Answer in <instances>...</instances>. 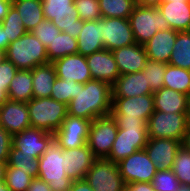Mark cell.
I'll return each mask as SVG.
<instances>
[{
    "label": "cell",
    "instance_id": "obj_1",
    "mask_svg": "<svg viewBox=\"0 0 190 191\" xmlns=\"http://www.w3.org/2000/svg\"><path fill=\"white\" fill-rule=\"evenodd\" d=\"M112 86L103 81L77 83L76 97L67 105L68 115L94 120L111 115Z\"/></svg>",
    "mask_w": 190,
    "mask_h": 191
},
{
    "label": "cell",
    "instance_id": "obj_2",
    "mask_svg": "<svg viewBox=\"0 0 190 191\" xmlns=\"http://www.w3.org/2000/svg\"><path fill=\"white\" fill-rule=\"evenodd\" d=\"M115 120L118 132L109 156L106 159L118 163L132 153L144 149L147 144L148 135L147 122L142 118Z\"/></svg>",
    "mask_w": 190,
    "mask_h": 191
},
{
    "label": "cell",
    "instance_id": "obj_3",
    "mask_svg": "<svg viewBox=\"0 0 190 191\" xmlns=\"http://www.w3.org/2000/svg\"><path fill=\"white\" fill-rule=\"evenodd\" d=\"M5 52L6 59L18 70H32L38 65L49 63L47 48L32 32H26L19 39L9 43Z\"/></svg>",
    "mask_w": 190,
    "mask_h": 191
},
{
    "label": "cell",
    "instance_id": "obj_4",
    "mask_svg": "<svg viewBox=\"0 0 190 191\" xmlns=\"http://www.w3.org/2000/svg\"><path fill=\"white\" fill-rule=\"evenodd\" d=\"M31 127L54 134L68 115L67 105L51 97L27 102Z\"/></svg>",
    "mask_w": 190,
    "mask_h": 191
},
{
    "label": "cell",
    "instance_id": "obj_5",
    "mask_svg": "<svg viewBox=\"0 0 190 191\" xmlns=\"http://www.w3.org/2000/svg\"><path fill=\"white\" fill-rule=\"evenodd\" d=\"M38 178L48 183L52 191H68L72 179H70L64 166L63 148L53 140L38 158Z\"/></svg>",
    "mask_w": 190,
    "mask_h": 191
},
{
    "label": "cell",
    "instance_id": "obj_6",
    "mask_svg": "<svg viewBox=\"0 0 190 191\" xmlns=\"http://www.w3.org/2000/svg\"><path fill=\"white\" fill-rule=\"evenodd\" d=\"M129 22L137 44L144 45L160 30L171 29L158 7L136 5Z\"/></svg>",
    "mask_w": 190,
    "mask_h": 191
},
{
    "label": "cell",
    "instance_id": "obj_7",
    "mask_svg": "<svg viewBox=\"0 0 190 191\" xmlns=\"http://www.w3.org/2000/svg\"><path fill=\"white\" fill-rule=\"evenodd\" d=\"M44 18L52 21L61 32L77 38L83 28V20L75 8L74 0H41Z\"/></svg>",
    "mask_w": 190,
    "mask_h": 191
},
{
    "label": "cell",
    "instance_id": "obj_8",
    "mask_svg": "<svg viewBox=\"0 0 190 191\" xmlns=\"http://www.w3.org/2000/svg\"><path fill=\"white\" fill-rule=\"evenodd\" d=\"M93 191H124L126 184L118 163L96 158L84 177Z\"/></svg>",
    "mask_w": 190,
    "mask_h": 191
},
{
    "label": "cell",
    "instance_id": "obj_9",
    "mask_svg": "<svg viewBox=\"0 0 190 191\" xmlns=\"http://www.w3.org/2000/svg\"><path fill=\"white\" fill-rule=\"evenodd\" d=\"M187 129L186 113L154 111L147 121L148 138H169L183 142Z\"/></svg>",
    "mask_w": 190,
    "mask_h": 191
},
{
    "label": "cell",
    "instance_id": "obj_10",
    "mask_svg": "<svg viewBox=\"0 0 190 191\" xmlns=\"http://www.w3.org/2000/svg\"><path fill=\"white\" fill-rule=\"evenodd\" d=\"M118 126L112 115L91 122L87 144L95 158L106 159L116 139Z\"/></svg>",
    "mask_w": 190,
    "mask_h": 191
},
{
    "label": "cell",
    "instance_id": "obj_11",
    "mask_svg": "<svg viewBox=\"0 0 190 191\" xmlns=\"http://www.w3.org/2000/svg\"><path fill=\"white\" fill-rule=\"evenodd\" d=\"M153 94L134 97H112L111 115L114 119H137L148 121L154 113Z\"/></svg>",
    "mask_w": 190,
    "mask_h": 191
},
{
    "label": "cell",
    "instance_id": "obj_12",
    "mask_svg": "<svg viewBox=\"0 0 190 191\" xmlns=\"http://www.w3.org/2000/svg\"><path fill=\"white\" fill-rule=\"evenodd\" d=\"M118 165L126 185L138 182L151 183L157 172L145 149L132 153L118 162Z\"/></svg>",
    "mask_w": 190,
    "mask_h": 191
},
{
    "label": "cell",
    "instance_id": "obj_13",
    "mask_svg": "<svg viewBox=\"0 0 190 191\" xmlns=\"http://www.w3.org/2000/svg\"><path fill=\"white\" fill-rule=\"evenodd\" d=\"M91 120L67 115L54 133V140L63 149H73L87 144Z\"/></svg>",
    "mask_w": 190,
    "mask_h": 191
},
{
    "label": "cell",
    "instance_id": "obj_14",
    "mask_svg": "<svg viewBox=\"0 0 190 191\" xmlns=\"http://www.w3.org/2000/svg\"><path fill=\"white\" fill-rule=\"evenodd\" d=\"M101 31L105 49L109 51L136 43L129 19L102 17Z\"/></svg>",
    "mask_w": 190,
    "mask_h": 191
},
{
    "label": "cell",
    "instance_id": "obj_15",
    "mask_svg": "<svg viewBox=\"0 0 190 191\" xmlns=\"http://www.w3.org/2000/svg\"><path fill=\"white\" fill-rule=\"evenodd\" d=\"M53 140L54 134L30 127L13 135L12 145L22 154L32 155L38 159Z\"/></svg>",
    "mask_w": 190,
    "mask_h": 191
},
{
    "label": "cell",
    "instance_id": "obj_16",
    "mask_svg": "<svg viewBox=\"0 0 190 191\" xmlns=\"http://www.w3.org/2000/svg\"><path fill=\"white\" fill-rule=\"evenodd\" d=\"M182 142L169 138H148L144 149L157 170H171Z\"/></svg>",
    "mask_w": 190,
    "mask_h": 191
},
{
    "label": "cell",
    "instance_id": "obj_17",
    "mask_svg": "<svg viewBox=\"0 0 190 191\" xmlns=\"http://www.w3.org/2000/svg\"><path fill=\"white\" fill-rule=\"evenodd\" d=\"M0 126L12 136L31 127L26 102L6 101L0 107Z\"/></svg>",
    "mask_w": 190,
    "mask_h": 191
},
{
    "label": "cell",
    "instance_id": "obj_18",
    "mask_svg": "<svg viewBox=\"0 0 190 191\" xmlns=\"http://www.w3.org/2000/svg\"><path fill=\"white\" fill-rule=\"evenodd\" d=\"M56 69V75L63 80H73L85 84L92 80L86 56L81 54L67 55L52 62Z\"/></svg>",
    "mask_w": 190,
    "mask_h": 191
},
{
    "label": "cell",
    "instance_id": "obj_19",
    "mask_svg": "<svg viewBox=\"0 0 190 191\" xmlns=\"http://www.w3.org/2000/svg\"><path fill=\"white\" fill-rule=\"evenodd\" d=\"M92 79L109 83L111 86L120 76L112 51L107 49L86 56Z\"/></svg>",
    "mask_w": 190,
    "mask_h": 191
},
{
    "label": "cell",
    "instance_id": "obj_20",
    "mask_svg": "<svg viewBox=\"0 0 190 191\" xmlns=\"http://www.w3.org/2000/svg\"><path fill=\"white\" fill-rule=\"evenodd\" d=\"M63 157V168L72 180L84 179L96 159L88 144L73 149H63Z\"/></svg>",
    "mask_w": 190,
    "mask_h": 191
},
{
    "label": "cell",
    "instance_id": "obj_21",
    "mask_svg": "<svg viewBox=\"0 0 190 191\" xmlns=\"http://www.w3.org/2000/svg\"><path fill=\"white\" fill-rule=\"evenodd\" d=\"M112 53L120 75L140 72L148 60L144 45L137 43L115 49Z\"/></svg>",
    "mask_w": 190,
    "mask_h": 191
},
{
    "label": "cell",
    "instance_id": "obj_22",
    "mask_svg": "<svg viewBox=\"0 0 190 191\" xmlns=\"http://www.w3.org/2000/svg\"><path fill=\"white\" fill-rule=\"evenodd\" d=\"M178 31L160 30L144 44L148 59L168 64Z\"/></svg>",
    "mask_w": 190,
    "mask_h": 191
},
{
    "label": "cell",
    "instance_id": "obj_23",
    "mask_svg": "<svg viewBox=\"0 0 190 191\" xmlns=\"http://www.w3.org/2000/svg\"><path fill=\"white\" fill-rule=\"evenodd\" d=\"M153 94L141 72L120 75L112 85V97H134Z\"/></svg>",
    "mask_w": 190,
    "mask_h": 191
},
{
    "label": "cell",
    "instance_id": "obj_24",
    "mask_svg": "<svg viewBox=\"0 0 190 191\" xmlns=\"http://www.w3.org/2000/svg\"><path fill=\"white\" fill-rule=\"evenodd\" d=\"M158 9L171 29L178 32L190 31V1H163Z\"/></svg>",
    "mask_w": 190,
    "mask_h": 191
},
{
    "label": "cell",
    "instance_id": "obj_25",
    "mask_svg": "<svg viewBox=\"0 0 190 191\" xmlns=\"http://www.w3.org/2000/svg\"><path fill=\"white\" fill-rule=\"evenodd\" d=\"M101 26L102 18L83 22V28L77 37L78 54L87 56L105 49Z\"/></svg>",
    "mask_w": 190,
    "mask_h": 191
},
{
    "label": "cell",
    "instance_id": "obj_26",
    "mask_svg": "<svg viewBox=\"0 0 190 191\" xmlns=\"http://www.w3.org/2000/svg\"><path fill=\"white\" fill-rule=\"evenodd\" d=\"M188 95L162 87L153 92L154 110L165 113H186Z\"/></svg>",
    "mask_w": 190,
    "mask_h": 191
},
{
    "label": "cell",
    "instance_id": "obj_27",
    "mask_svg": "<svg viewBox=\"0 0 190 191\" xmlns=\"http://www.w3.org/2000/svg\"><path fill=\"white\" fill-rule=\"evenodd\" d=\"M33 78V98H47L51 96L52 87L57 78L54 64L38 65L31 70Z\"/></svg>",
    "mask_w": 190,
    "mask_h": 191
},
{
    "label": "cell",
    "instance_id": "obj_28",
    "mask_svg": "<svg viewBox=\"0 0 190 191\" xmlns=\"http://www.w3.org/2000/svg\"><path fill=\"white\" fill-rule=\"evenodd\" d=\"M12 5L20 14L27 32H32L45 19L41 0H12Z\"/></svg>",
    "mask_w": 190,
    "mask_h": 191
},
{
    "label": "cell",
    "instance_id": "obj_29",
    "mask_svg": "<svg viewBox=\"0 0 190 191\" xmlns=\"http://www.w3.org/2000/svg\"><path fill=\"white\" fill-rule=\"evenodd\" d=\"M31 70H18L10 82L8 98L11 101L29 102L33 98Z\"/></svg>",
    "mask_w": 190,
    "mask_h": 191
},
{
    "label": "cell",
    "instance_id": "obj_30",
    "mask_svg": "<svg viewBox=\"0 0 190 191\" xmlns=\"http://www.w3.org/2000/svg\"><path fill=\"white\" fill-rule=\"evenodd\" d=\"M163 87L190 96V70L166 64Z\"/></svg>",
    "mask_w": 190,
    "mask_h": 191
},
{
    "label": "cell",
    "instance_id": "obj_31",
    "mask_svg": "<svg viewBox=\"0 0 190 191\" xmlns=\"http://www.w3.org/2000/svg\"><path fill=\"white\" fill-rule=\"evenodd\" d=\"M168 64L190 70V31L177 33Z\"/></svg>",
    "mask_w": 190,
    "mask_h": 191
},
{
    "label": "cell",
    "instance_id": "obj_32",
    "mask_svg": "<svg viewBox=\"0 0 190 191\" xmlns=\"http://www.w3.org/2000/svg\"><path fill=\"white\" fill-rule=\"evenodd\" d=\"M77 51V38L70 36L68 33L60 32L47 47V57L49 62L52 63L67 55L77 54Z\"/></svg>",
    "mask_w": 190,
    "mask_h": 191
},
{
    "label": "cell",
    "instance_id": "obj_33",
    "mask_svg": "<svg viewBox=\"0 0 190 191\" xmlns=\"http://www.w3.org/2000/svg\"><path fill=\"white\" fill-rule=\"evenodd\" d=\"M102 17L129 19L136 0H98Z\"/></svg>",
    "mask_w": 190,
    "mask_h": 191
},
{
    "label": "cell",
    "instance_id": "obj_34",
    "mask_svg": "<svg viewBox=\"0 0 190 191\" xmlns=\"http://www.w3.org/2000/svg\"><path fill=\"white\" fill-rule=\"evenodd\" d=\"M7 167L18 168V171H29V174L33 178L38 177V159L32 155L22 154V152L19 149H16L13 145L9 153Z\"/></svg>",
    "mask_w": 190,
    "mask_h": 191
},
{
    "label": "cell",
    "instance_id": "obj_35",
    "mask_svg": "<svg viewBox=\"0 0 190 191\" xmlns=\"http://www.w3.org/2000/svg\"><path fill=\"white\" fill-rule=\"evenodd\" d=\"M17 9L11 5L5 18L0 22L9 43L19 39L27 31Z\"/></svg>",
    "mask_w": 190,
    "mask_h": 191
},
{
    "label": "cell",
    "instance_id": "obj_36",
    "mask_svg": "<svg viewBox=\"0 0 190 191\" xmlns=\"http://www.w3.org/2000/svg\"><path fill=\"white\" fill-rule=\"evenodd\" d=\"M165 69V63L148 59L145 63V66L140 71L146 78L149 87L153 92L163 87Z\"/></svg>",
    "mask_w": 190,
    "mask_h": 191
},
{
    "label": "cell",
    "instance_id": "obj_37",
    "mask_svg": "<svg viewBox=\"0 0 190 191\" xmlns=\"http://www.w3.org/2000/svg\"><path fill=\"white\" fill-rule=\"evenodd\" d=\"M171 170L181 184L190 185V152L182 145L176 153Z\"/></svg>",
    "mask_w": 190,
    "mask_h": 191
},
{
    "label": "cell",
    "instance_id": "obj_38",
    "mask_svg": "<svg viewBox=\"0 0 190 191\" xmlns=\"http://www.w3.org/2000/svg\"><path fill=\"white\" fill-rule=\"evenodd\" d=\"M77 82L56 78L52 87L51 98L68 105L76 97Z\"/></svg>",
    "mask_w": 190,
    "mask_h": 191
},
{
    "label": "cell",
    "instance_id": "obj_39",
    "mask_svg": "<svg viewBox=\"0 0 190 191\" xmlns=\"http://www.w3.org/2000/svg\"><path fill=\"white\" fill-rule=\"evenodd\" d=\"M32 179L29 171H18L15 167L6 168L4 182L11 191H27Z\"/></svg>",
    "mask_w": 190,
    "mask_h": 191
},
{
    "label": "cell",
    "instance_id": "obj_40",
    "mask_svg": "<svg viewBox=\"0 0 190 191\" xmlns=\"http://www.w3.org/2000/svg\"><path fill=\"white\" fill-rule=\"evenodd\" d=\"M151 184L156 191H178L181 185L172 170H157Z\"/></svg>",
    "mask_w": 190,
    "mask_h": 191
},
{
    "label": "cell",
    "instance_id": "obj_41",
    "mask_svg": "<svg viewBox=\"0 0 190 191\" xmlns=\"http://www.w3.org/2000/svg\"><path fill=\"white\" fill-rule=\"evenodd\" d=\"M74 5L79 18L83 21H94L102 18L98 0H74Z\"/></svg>",
    "mask_w": 190,
    "mask_h": 191
},
{
    "label": "cell",
    "instance_id": "obj_42",
    "mask_svg": "<svg viewBox=\"0 0 190 191\" xmlns=\"http://www.w3.org/2000/svg\"><path fill=\"white\" fill-rule=\"evenodd\" d=\"M60 30L56 25L47 19H43L32 31V34L36 36L42 44L47 48L60 34Z\"/></svg>",
    "mask_w": 190,
    "mask_h": 191
},
{
    "label": "cell",
    "instance_id": "obj_43",
    "mask_svg": "<svg viewBox=\"0 0 190 191\" xmlns=\"http://www.w3.org/2000/svg\"><path fill=\"white\" fill-rule=\"evenodd\" d=\"M18 68L8 59L0 64V88L7 94L11 80L14 78Z\"/></svg>",
    "mask_w": 190,
    "mask_h": 191
},
{
    "label": "cell",
    "instance_id": "obj_44",
    "mask_svg": "<svg viewBox=\"0 0 190 191\" xmlns=\"http://www.w3.org/2000/svg\"><path fill=\"white\" fill-rule=\"evenodd\" d=\"M13 136L0 126V162L7 163L12 148Z\"/></svg>",
    "mask_w": 190,
    "mask_h": 191
},
{
    "label": "cell",
    "instance_id": "obj_45",
    "mask_svg": "<svg viewBox=\"0 0 190 191\" xmlns=\"http://www.w3.org/2000/svg\"><path fill=\"white\" fill-rule=\"evenodd\" d=\"M27 191H52L48 183L40 178H33Z\"/></svg>",
    "mask_w": 190,
    "mask_h": 191
},
{
    "label": "cell",
    "instance_id": "obj_46",
    "mask_svg": "<svg viewBox=\"0 0 190 191\" xmlns=\"http://www.w3.org/2000/svg\"><path fill=\"white\" fill-rule=\"evenodd\" d=\"M68 191H93L85 179L73 180Z\"/></svg>",
    "mask_w": 190,
    "mask_h": 191
},
{
    "label": "cell",
    "instance_id": "obj_47",
    "mask_svg": "<svg viewBox=\"0 0 190 191\" xmlns=\"http://www.w3.org/2000/svg\"><path fill=\"white\" fill-rule=\"evenodd\" d=\"M126 188L129 191H156L151 183L144 182L130 183L126 185Z\"/></svg>",
    "mask_w": 190,
    "mask_h": 191
},
{
    "label": "cell",
    "instance_id": "obj_48",
    "mask_svg": "<svg viewBox=\"0 0 190 191\" xmlns=\"http://www.w3.org/2000/svg\"><path fill=\"white\" fill-rule=\"evenodd\" d=\"M12 5V0H0V22L5 18L9 8Z\"/></svg>",
    "mask_w": 190,
    "mask_h": 191
},
{
    "label": "cell",
    "instance_id": "obj_49",
    "mask_svg": "<svg viewBox=\"0 0 190 191\" xmlns=\"http://www.w3.org/2000/svg\"><path fill=\"white\" fill-rule=\"evenodd\" d=\"M163 0H136V5L158 7Z\"/></svg>",
    "mask_w": 190,
    "mask_h": 191
},
{
    "label": "cell",
    "instance_id": "obj_50",
    "mask_svg": "<svg viewBox=\"0 0 190 191\" xmlns=\"http://www.w3.org/2000/svg\"><path fill=\"white\" fill-rule=\"evenodd\" d=\"M9 46L8 38H6L4 29L0 25V49L6 51Z\"/></svg>",
    "mask_w": 190,
    "mask_h": 191
},
{
    "label": "cell",
    "instance_id": "obj_51",
    "mask_svg": "<svg viewBox=\"0 0 190 191\" xmlns=\"http://www.w3.org/2000/svg\"><path fill=\"white\" fill-rule=\"evenodd\" d=\"M182 146L185 147L190 152V127H188L185 133Z\"/></svg>",
    "mask_w": 190,
    "mask_h": 191
},
{
    "label": "cell",
    "instance_id": "obj_52",
    "mask_svg": "<svg viewBox=\"0 0 190 191\" xmlns=\"http://www.w3.org/2000/svg\"><path fill=\"white\" fill-rule=\"evenodd\" d=\"M7 163L0 162V182H4Z\"/></svg>",
    "mask_w": 190,
    "mask_h": 191
},
{
    "label": "cell",
    "instance_id": "obj_53",
    "mask_svg": "<svg viewBox=\"0 0 190 191\" xmlns=\"http://www.w3.org/2000/svg\"><path fill=\"white\" fill-rule=\"evenodd\" d=\"M8 94L2 89L0 88V107L6 102L8 101Z\"/></svg>",
    "mask_w": 190,
    "mask_h": 191
},
{
    "label": "cell",
    "instance_id": "obj_54",
    "mask_svg": "<svg viewBox=\"0 0 190 191\" xmlns=\"http://www.w3.org/2000/svg\"><path fill=\"white\" fill-rule=\"evenodd\" d=\"M186 120H187V126L190 127V96L188 97Z\"/></svg>",
    "mask_w": 190,
    "mask_h": 191
},
{
    "label": "cell",
    "instance_id": "obj_55",
    "mask_svg": "<svg viewBox=\"0 0 190 191\" xmlns=\"http://www.w3.org/2000/svg\"><path fill=\"white\" fill-rule=\"evenodd\" d=\"M178 191H190V185L181 184Z\"/></svg>",
    "mask_w": 190,
    "mask_h": 191
},
{
    "label": "cell",
    "instance_id": "obj_56",
    "mask_svg": "<svg viewBox=\"0 0 190 191\" xmlns=\"http://www.w3.org/2000/svg\"><path fill=\"white\" fill-rule=\"evenodd\" d=\"M6 60V52L2 49H0V64Z\"/></svg>",
    "mask_w": 190,
    "mask_h": 191
},
{
    "label": "cell",
    "instance_id": "obj_57",
    "mask_svg": "<svg viewBox=\"0 0 190 191\" xmlns=\"http://www.w3.org/2000/svg\"><path fill=\"white\" fill-rule=\"evenodd\" d=\"M0 191H11V190L5 185V182H0Z\"/></svg>",
    "mask_w": 190,
    "mask_h": 191
},
{
    "label": "cell",
    "instance_id": "obj_58",
    "mask_svg": "<svg viewBox=\"0 0 190 191\" xmlns=\"http://www.w3.org/2000/svg\"><path fill=\"white\" fill-rule=\"evenodd\" d=\"M163 1H190V0H163Z\"/></svg>",
    "mask_w": 190,
    "mask_h": 191
}]
</instances>
